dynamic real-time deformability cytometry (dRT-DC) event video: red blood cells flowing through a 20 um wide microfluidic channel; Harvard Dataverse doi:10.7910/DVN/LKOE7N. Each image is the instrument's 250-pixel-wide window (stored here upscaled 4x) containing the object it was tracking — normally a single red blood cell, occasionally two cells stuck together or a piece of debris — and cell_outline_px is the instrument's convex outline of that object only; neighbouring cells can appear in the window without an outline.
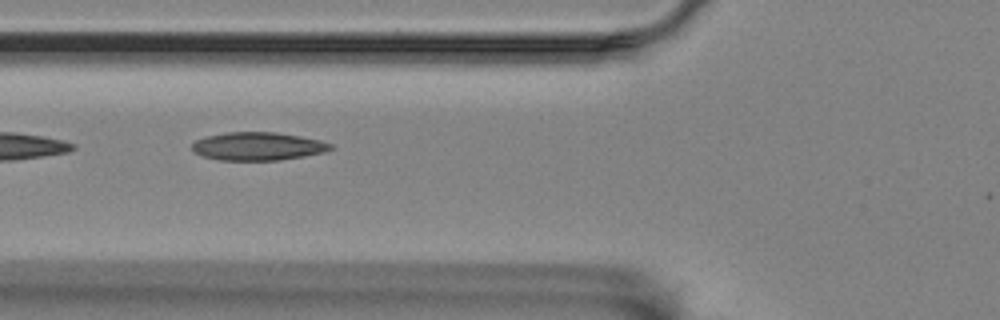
{"species": "Egyptian fruit bat (a non-hibernating species)", "species_latin": "Rousettus aegyptiacus", "temperature_condition": "room temperature", "stored_images_in_passage": 5, "camera_frame_rate_fps": 3000, "um_per_image_px": 0.085, "animal": {"sex": "female"}, "frame": {"image": 1, "passage_image": 2, "time_ms": 1.333, "image_size_px": [1000, 320], "cell_outline_px": [[336, 148], [324, 152], [304, 156], [280, 160], [220, 160], [204, 156], [196, 152], [192, 148], [192, 144], [196, 140], [208, 136], [228, 132], [276, 132], [300, 136], [320, 140], [332, 144]], "centroid_in_image_um": [21.98, 12.43], "position_along_channel_um": 103.8, "area_um2": 22.6}}
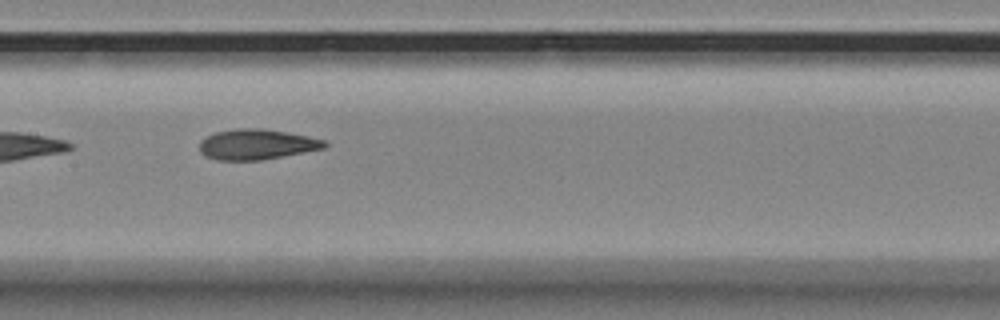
{"frame": {"image": 2, "passage_image": 4, "time_ms": 3.667, "image_size_px": [1000, 320], "cell_outline_px": [[328, 144], [324, 148], [260, 160], [216, 160], [200, 152], [200, 140], [204, 136], [216, 132], [236, 128], [264, 128], [308, 136], [324, 140]], "centroid_in_image_um": [21.78, 12.26], "position_along_channel_um": 185.6, "area_um2": 22.02}}
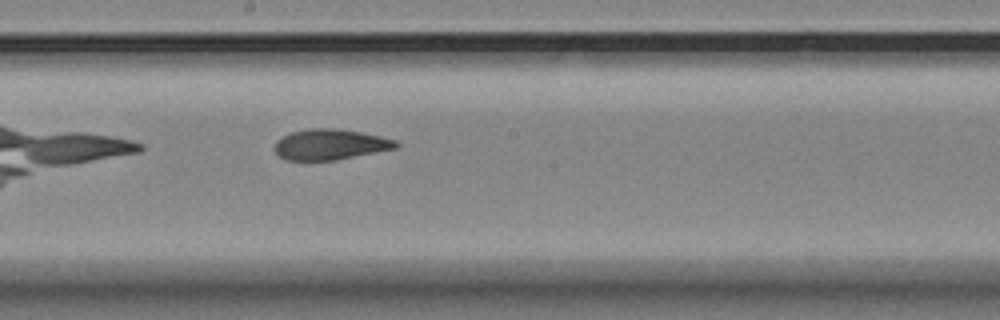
{"frame": {"image": 3, "passage_image": 5, "time_ms": 4.667, "image_size_px": [1000, 320], "cell_outline_px": [[400, 144], [396, 148], [336, 160], [284, 160], [272, 148], [276, 140], [292, 132], [308, 128], [332, 128], [360, 132], [380, 136], [396, 140]], "centroid_in_image_um": [28.04, 12.28], "position_along_channel_um": 220.2, "area_um2": 21.62}}